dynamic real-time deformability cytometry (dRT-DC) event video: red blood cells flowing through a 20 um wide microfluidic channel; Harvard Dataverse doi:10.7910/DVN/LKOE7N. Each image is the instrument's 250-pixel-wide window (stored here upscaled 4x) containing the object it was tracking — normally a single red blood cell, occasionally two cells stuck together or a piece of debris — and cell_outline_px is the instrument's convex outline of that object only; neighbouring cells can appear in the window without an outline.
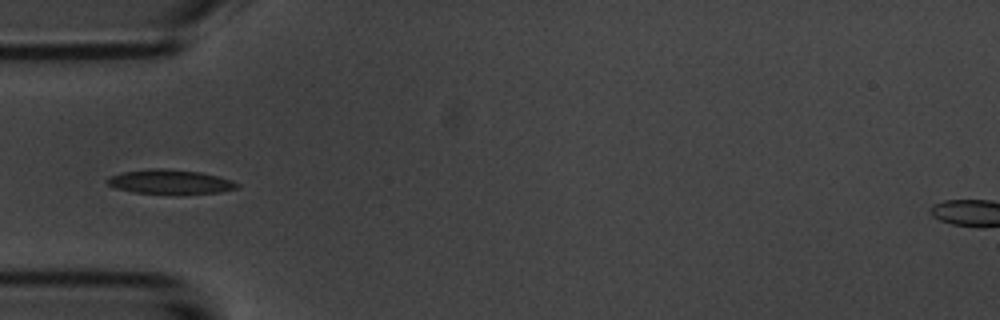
{"species": "common noctule bat (a hibernating species)", "species_latin": "Nyctalus noctula", "temperature_condition": "room temperature", "stored_images_in_passage": 7, "camera_frame_rate_fps": 3000, "um_per_image_px": 0.085, "animal": {"sex": "male", "body_mass_g": 20.1, "forearm_length_mm": 53.5}, "frame": {"image": 1, "passage_image": 4, "time_ms": 3.333, "image_size_px": [1000, 320], "cell_outline_px": [[240, 184], [236, 188], [220, 192], [132, 192], [116, 188], [108, 184], [108, 176], [124, 172], [148, 168], [168, 168], [200, 172], [216, 176]], "centroid_in_image_um": [14.4, 15.41], "position_along_channel_um": 70.6, "area_um2": 17.63}}
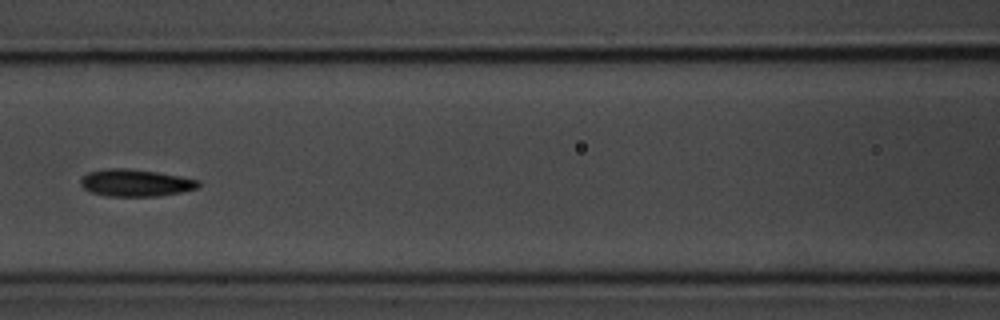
{"frame": {"image": 2, "passage_image": 6, "time_ms": 5.667, "image_size_px": [1000, 320], "cell_outline_px": [[200, 184], [196, 188], [180, 192], [156, 196], [108, 196], [92, 192], [84, 188], [80, 184], [80, 180], [88, 172], [104, 168], [124, 168], [156, 172], [180, 176], [200, 180]], "centroid_in_image_um": [11.5, 15.53], "position_along_channel_um": 155.1, "area_um2": 18.44}}
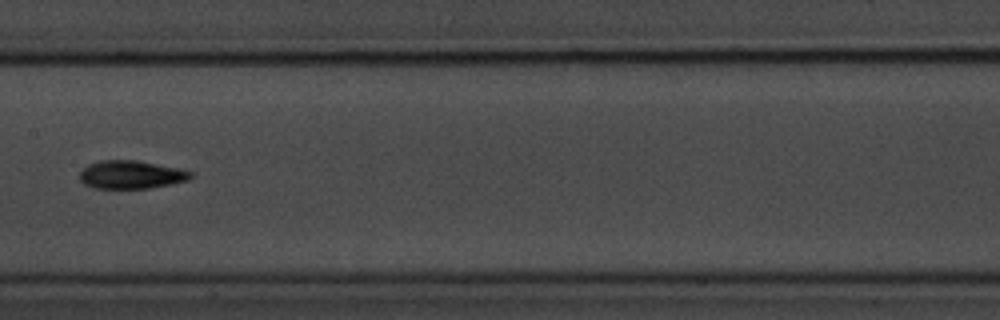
{"frame": {"image": 3, "passage_image": 7, "time_ms": 13.333, "image_size_px": [1000, 320], "cell_outline_px": [[192, 176], [188, 180], [172, 184], [148, 188], [96, 188], [84, 184], [80, 180], [80, 172], [88, 164], [100, 160], [136, 160], [180, 168], [192, 172]], "centroid_in_image_um": [11.15, 14.84], "position_along_channel_um": 196.2, "area_um2": 18.21}}